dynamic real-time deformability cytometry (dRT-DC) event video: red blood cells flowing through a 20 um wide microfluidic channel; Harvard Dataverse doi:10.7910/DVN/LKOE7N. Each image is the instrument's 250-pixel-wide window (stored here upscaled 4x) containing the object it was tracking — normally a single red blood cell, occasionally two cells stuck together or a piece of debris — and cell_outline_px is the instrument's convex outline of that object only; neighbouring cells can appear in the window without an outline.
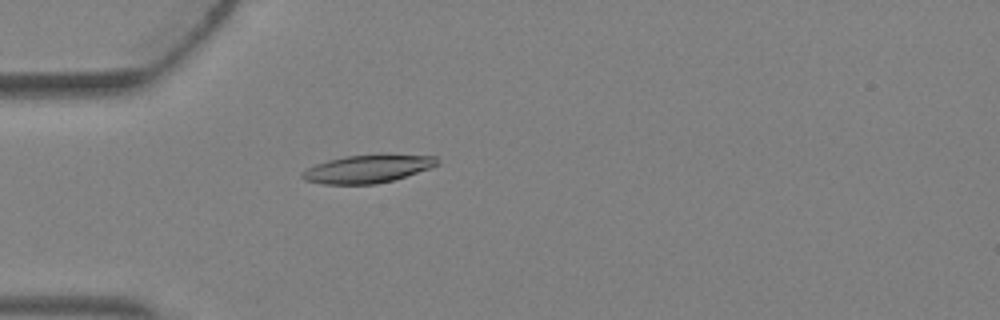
{"species": "Egyptian fruit bat (a non-hibernating species)", "species_latin": "Rousettus aegyptiacus", "temperature_condition": "warm", "stored_images_in_passage": 1, "camera_frame_rate_fps": 3000, "um_per_image_px": 0.085, "animal": {"sex": "female"}, "frame": {"image": 1, "passage_image": 1, "time_ms": 0.0, "image_size_px": [1000, 320], "cell_outline_px": [[440, 164], [392, 180], [376, 184], [324, 184], [304, 180], [300, 176], [308, 168], [316, 164], [328, 160], [344, 156], [436, 156]], "centroid_in_image_um": [31.18, 14.38], "position_along_channel_um": 53.8, "area_um2": 21.1}}